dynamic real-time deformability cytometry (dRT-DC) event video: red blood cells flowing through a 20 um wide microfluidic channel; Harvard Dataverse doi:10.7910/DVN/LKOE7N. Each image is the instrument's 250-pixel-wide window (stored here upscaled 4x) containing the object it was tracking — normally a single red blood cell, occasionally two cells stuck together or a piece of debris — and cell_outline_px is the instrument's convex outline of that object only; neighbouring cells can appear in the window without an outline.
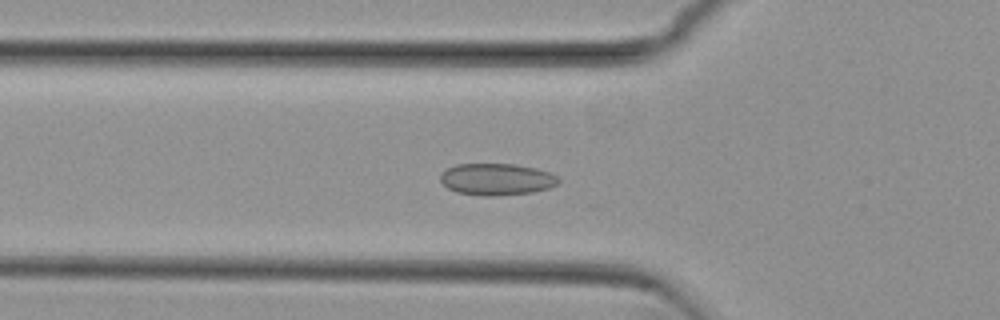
{"species": "common noctule bat (a hibernating species)", "species_latin": "Nyctalus noctula", "temperature_condition": "cold", "stored_images_in_passage": 55, "camera_frame_rate_fps": 3000, "um_per_image_px": 0.085, "animal": {"sex": "female", "body_mass_g": 29.2, "forearm_length_mm": 56.3}, "frame": {"image": 1, "passage_image": 18, "time_ms": 5.667, "image_size_px": [1000, 320], "cell_outline_px": [[560, 180], [556, 184], [548, 188], [532, 192], [496, 196], [484, 196], [456, 192], [448, 188], [440, 180], [440, 172], [456, 164], [516, 164], [536, 168], [548, 172], [556, 176]], "centroid_in_image_um": [42.18, 15.24], "position_along_channel_um": 83.6, "area_um2": 21.85}}
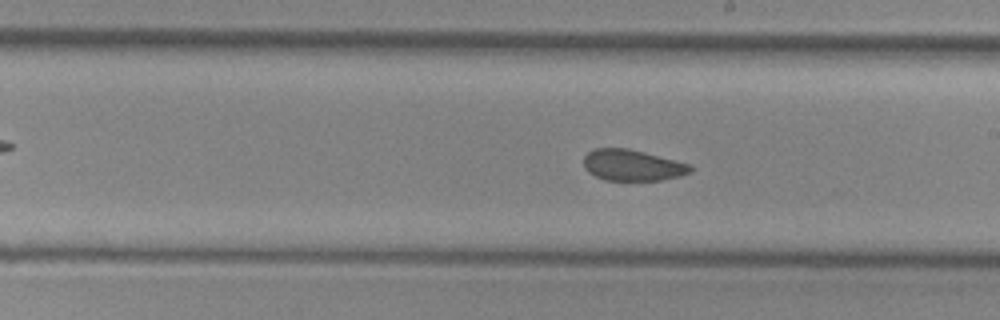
{"frame": {"image": 2, "passage_image": 30, "time_ms": 9.667, "image_size_px": [1000, 320], "cell_outline_px": [[692, 172], [680, 176], [660, 180], [604, 180], [588, 172], [584, 168], [584, 156], [592, 148], [628, 148], [692, 164]], "centroid_in_image_um": [53.76, 14.04], "position_along_channel_um": 235.2, "area_um2": 19.48}}
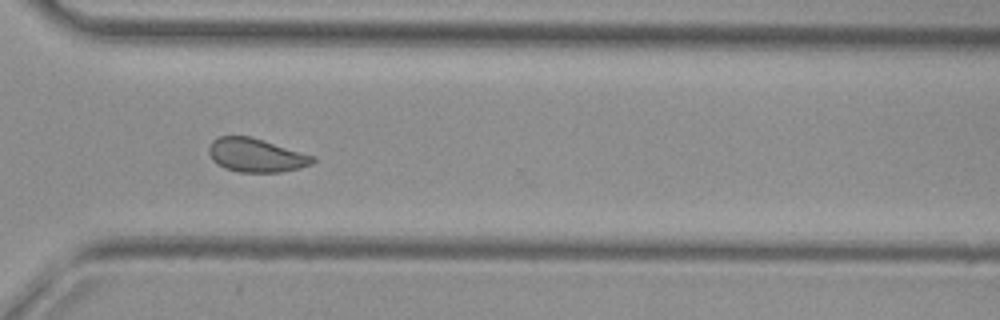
{"frame": {"image": 3, "passage_image": 39, "time_ms": 12.667, "image_size_px": [1000, 320], "cell_outline_px": [[316, 160], [312, 164], [300, 168], [280, 172], [240, 172], [224, 168], [216, 164], [212, 160], [208, 152], [208, 148], [212, 140], [220, 136], [252, 136], [316, 156]], "centroid_in_image_um": [21.77, 13.19], "position_along_channel_um": 348.8, "area_um2": 20.69}, "authors_computed_cell_mechanics": {"area_um2": 21.2126, "velocity_mm_per_s": 3.7792, "shape_relaxation_time_tau1_ms": 7.8451, "shape_relaxation_time_tau2_ms": 1.1889, "deformation_change_tau1": 0.1178, "deformation_change_tau2": 0.0746}}